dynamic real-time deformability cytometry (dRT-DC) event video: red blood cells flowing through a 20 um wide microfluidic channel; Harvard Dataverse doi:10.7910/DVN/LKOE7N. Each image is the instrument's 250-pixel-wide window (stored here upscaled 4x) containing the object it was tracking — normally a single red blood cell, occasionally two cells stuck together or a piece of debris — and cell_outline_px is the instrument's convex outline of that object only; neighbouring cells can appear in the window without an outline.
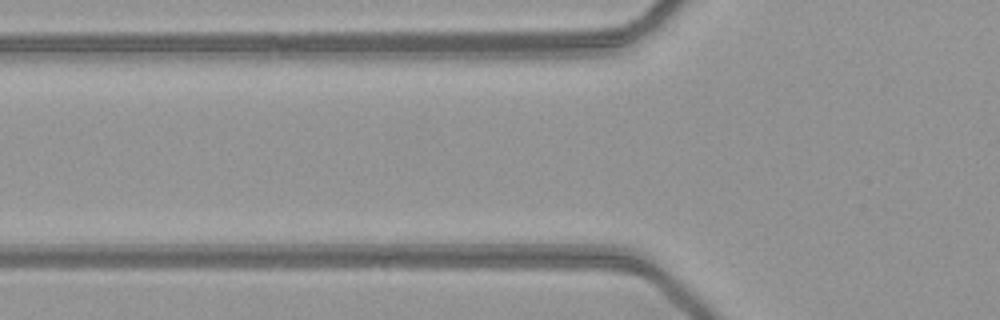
{"species": "common noctule bat (a hibernating species)", "species_latin": "Nyctalus noctula", "temperature_condition": "warm", "stored_images_in_passage": 3, "camera_frame_rate_fps": 3000, "um_per_image_px": 0.085, "animal": {"sex": "female", "body_mass_g": 21.9}, "frame": {"image": 1, "passage_image": 2, "time_ms": 0.333, "image_size_px": [1000, 320], "cell_outline_px": [[608, 268], [604, 272], [584, 272], [452, 268], [448, 264], [476, 256], [556, 256], [600, 264]], "centroid_in_image_um": [44.94, 22.43], "position_along_channel_um": 80.9, "area_um2": 13.7}}